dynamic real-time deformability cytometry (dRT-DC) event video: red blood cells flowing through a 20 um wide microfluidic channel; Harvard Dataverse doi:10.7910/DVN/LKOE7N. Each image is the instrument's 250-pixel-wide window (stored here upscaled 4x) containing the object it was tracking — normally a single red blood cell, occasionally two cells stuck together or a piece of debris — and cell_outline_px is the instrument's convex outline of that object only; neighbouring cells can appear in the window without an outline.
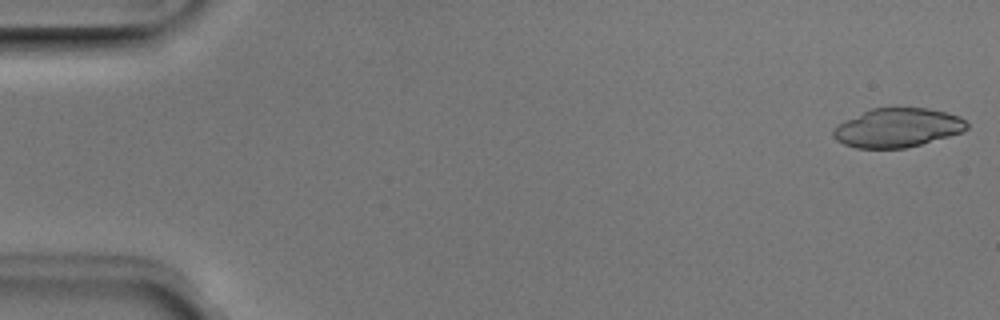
{"species": "Egyptian fruit bat (a non-hibernating species)", "species_latin": "Rousettus aegyptiacus", "temperature_condition": "room temperature", "stored_images_in_passage": 50, "camera_frame_rate_fps": 3000, "um_per_image_px": 0.085, "animal": {"sex": "male"}, "frame": {"image": 1, "passage_image": 1, "time_ms": 0.0, "image_size_px": [1000, 320], "cell_outline_px": [[968, 128], [960, 132], [948, 136], [920, 144], [904, 148], [856, 148], [844, 144], [836, 140], [832, 136], [832, 128], [836, 124], [844, 120], [872, 108], [928, 108], [948, 112], [960, 116], [968, 124]], "centroid_in_image_um": [76.24, 10.85], "position_along_channel_um": 8.8, "area_um2": 30.35}}